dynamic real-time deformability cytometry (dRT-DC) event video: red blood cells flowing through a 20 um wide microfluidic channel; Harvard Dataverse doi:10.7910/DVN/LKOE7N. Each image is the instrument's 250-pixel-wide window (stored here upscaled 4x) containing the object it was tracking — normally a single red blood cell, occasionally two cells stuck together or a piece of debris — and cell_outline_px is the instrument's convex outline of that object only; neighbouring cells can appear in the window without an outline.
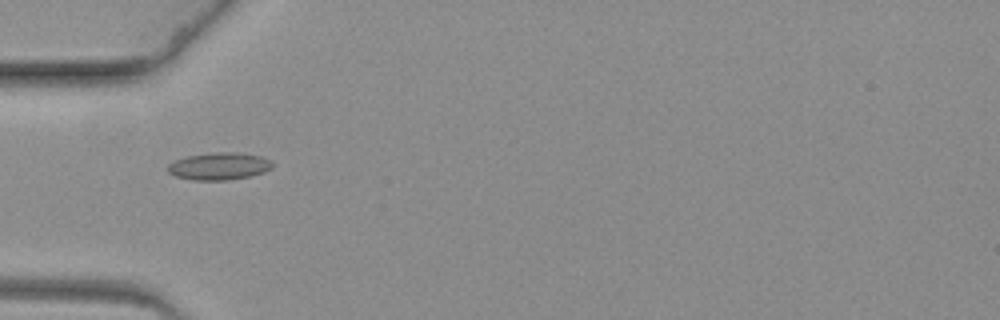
{"species": "common noctule bat (a hibernating species)", "species_latin": "Nyctalus noctula", "temperature_condition": "warm", "stored_images_in_passage": 44, "camera_frame_rate_fps": 3000, "um_per_image_px": 0.085, "animal": {"sex": "female", "body_mass_g": 19.3, "forearm_length_mm": 54.1}, "frame": {"image": 1, "passage_image": 2, "time_ms": 0.333, "image_size_px": [1000, 320], "cell_outline_px": [[272, 168], [264, 172], [248, 176], [224, 180], [192, 180], [176, 176], [168, 172], [168, 164], [172, 160], [188, 156], [216, 152], [236, 152], [264, 156], [272, 160]], "centroid_in_image_um": [18.63, 14.11], "position_along_channel_um": 66.4, "area_um2": 16.7}}
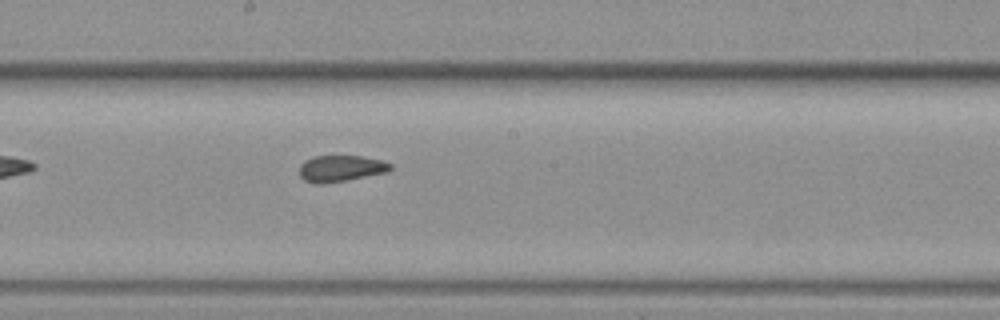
{"frame": {"image": 2, "passage_image": 16, "time_ms": 5.0, "image_size_px": [1000, 320], "cell_outline_px": [[392, 168], [388, 172], [324, 184], [316, 184], [304, 180], [300, 176], [300, 164], [304, 160], [312, 156], [360, 156], [380, 160], [392, 164]], "centroid_in_image_um": [28.94, 14.32], "position_along_channel_um": 219.3, "area_um2": 13.99}}
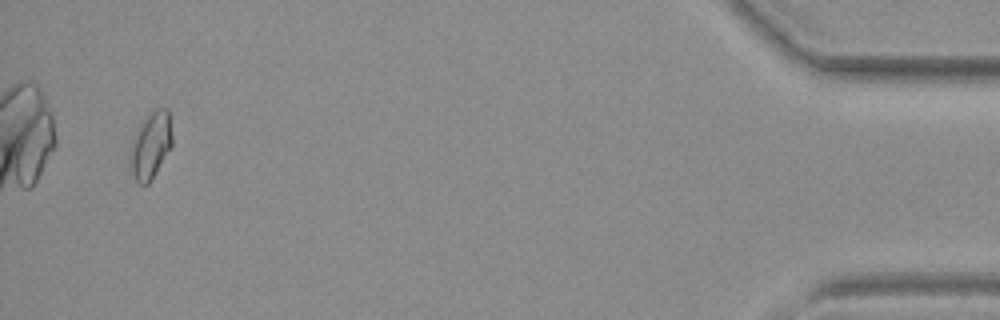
{"frame": {"image": 3, "passage_image": 42, "time_ms": 13.667, "image_size_px": [1000, 320], "cell_outline_px": [[172, 144], [148, 184], [140, 184], [136, 180], [132, 172], [132, 140], [140, 124], [152, 108], [168, 108], [172, 136]], "centroid_in_image_um": [12.84, 12.27], "position_along_channel_um": 422.4, "area_um2": 15.72}}